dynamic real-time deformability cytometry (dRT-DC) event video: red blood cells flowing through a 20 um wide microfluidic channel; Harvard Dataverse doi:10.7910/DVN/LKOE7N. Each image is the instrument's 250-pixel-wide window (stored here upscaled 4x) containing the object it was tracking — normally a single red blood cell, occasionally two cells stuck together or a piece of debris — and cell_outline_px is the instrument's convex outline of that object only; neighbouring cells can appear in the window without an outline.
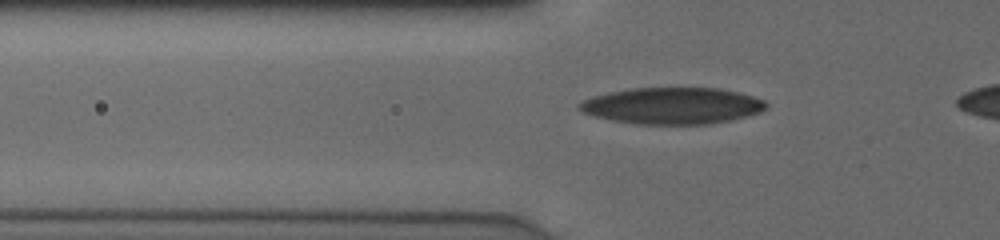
{"species": "human", "species_latin": "Homo sapiens", "temperature_condition": "cold", "stored_images_in_passage": 33, "camera_frame_rate_fps": 3000, "um_per_image_px": 0.085, "donor": {"sex": "male"}, "frame": {"image": 1, "passage_image": 3, "time_ms": 0.667, "image_size_px": [1000, 240], "cell_outline_px": [[768, 104], [760, 112], [728, 120], [708, 124], [632, 124], [592, 116], [580, 112], [576, 108], [576, 104], [580, 100], [592, 96], [608, 92], [628, 88], [720, 88], [752, 96], [764, 100]], "centroid_in_image_um": [57.03, 8.98], "position_along_channel_um": 68.8, "area_um2": 40.0}}
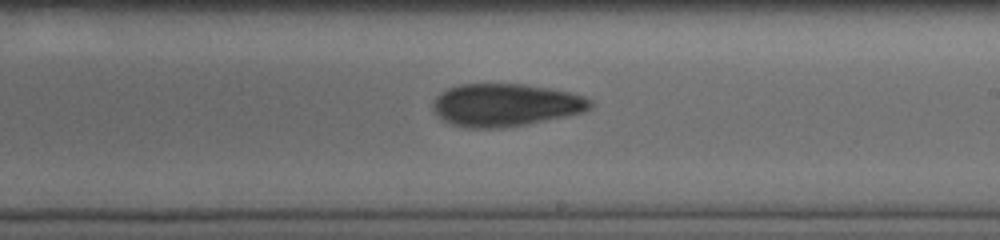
{"frame": {"image": 2, "passage_image": 17, "time_ms": 5.333, "image_size_px": [1000, 240], "cell_outline_px": [[592, 108], [580, 112], [564, 116], [528, 124], [504, 128], [468, 128], [452, 124], [444, 120], [432, 108], [432, 100], [440, 92], [448, 88], [460, 84], [524, 84], [548, 88], [568, 92], [584, 96], [592, 100]], "centroid_in_image_um": [42.94, 8.92], "position_along_channel_um": 246.1, "area_um2": 39.07}}
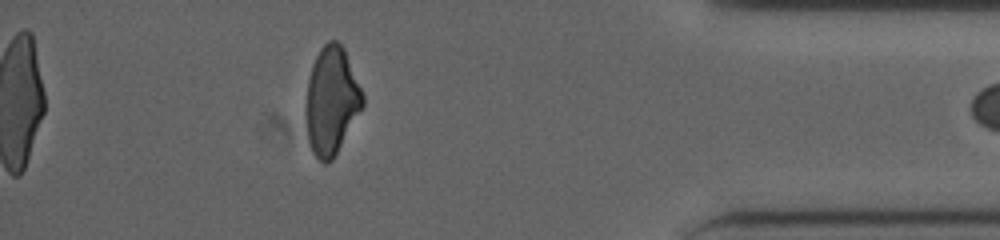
{"frame": {"image": 3, "passage_image": 32, "time_ms": 10.333, "image_size_px": [1000, 240], "cell_outline_px": [[364, 104], [332, 160], [324, 164], [312, 152], [308, 140], [304, 116], [304, 108], [308, 80], [312, 64], [320, 48], [328, 40], [336, 40], [344, 48], [364, 96]], "centroid_in_image_um": [28.14, 8.55], "position_along_channel_um": 407.1, "area_um2": 35.66}}